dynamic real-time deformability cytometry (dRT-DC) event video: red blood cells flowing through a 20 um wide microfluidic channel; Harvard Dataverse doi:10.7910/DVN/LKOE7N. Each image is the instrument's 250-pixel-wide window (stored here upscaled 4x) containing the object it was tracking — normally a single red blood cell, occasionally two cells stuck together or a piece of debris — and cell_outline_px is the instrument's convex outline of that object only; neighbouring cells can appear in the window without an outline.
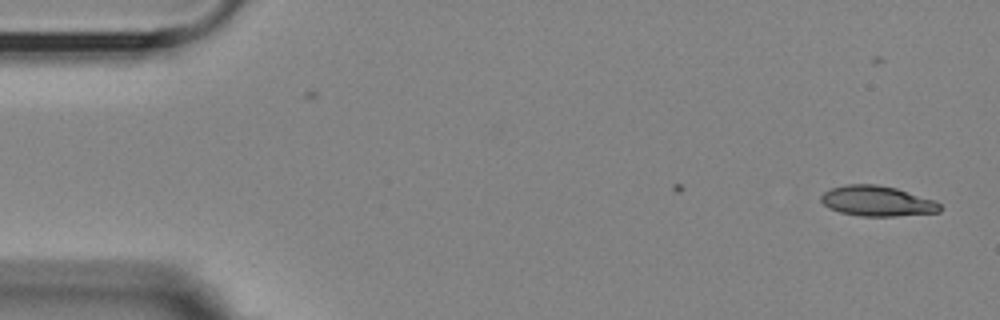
{"species": "Egyptian fruit bat (a non-hibernating species)", "species_latin": "Rousettus aegyptiacus", "temperature_condition": "room temperature", "stored_images_in_passage": 48, "camera_frame_rate_fps": 3000, "um_per_image_px": 0.085, "animal": {"sex": "female"}, "frame": {"image": 1, "passage_image": 1, "time_ms": 0.0, "image_size_px": [1000, 320], "cell_outline_px": [[940, 212], [892, 216], [860, 216], [840, 212], [828, 208], [820, 200], [820, 196], [824, 192], [832, 188], [848, 184], [876, 184], [896, 188], [936, 200], [940, 204]], "centroid_in_image_um": [74.55, 17.09], "position_along_channel_um": 10.4, "area_um2": 20.98}}
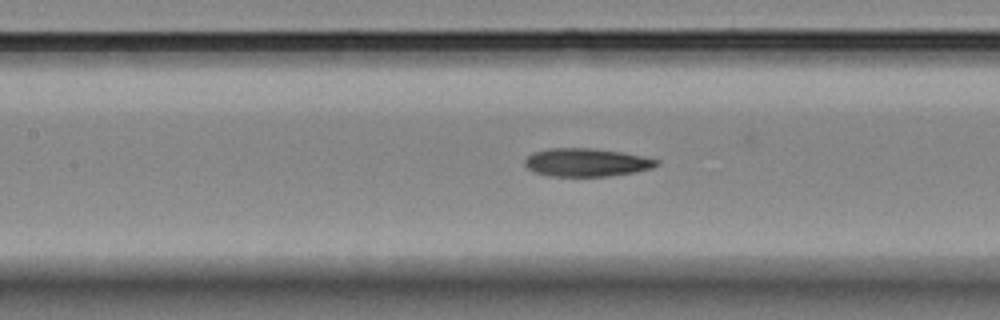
{"frame": {"image": 2, "passage_image": 23, "time_ms": 7.333, "image_size_px": [1000, 320], "cell_outline_px": [[660, 164], [652, 168], [636, 172], [608, 176], [552, 176], [536, 172], [528, 168], [524, 164], [524, 160], [532, 152], [548, 148], [592, 148], [620, 152], [660, 160]], "centroid_in_image_um": [49.85, 13.8], "position_along_channel_um": 157.6, "area_um2": 21.56}}
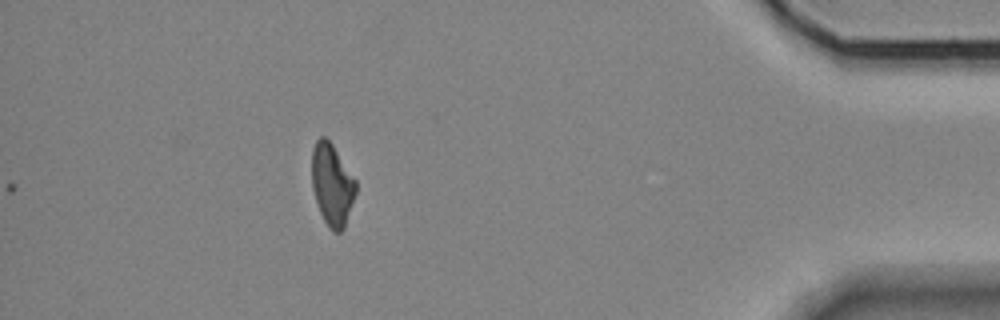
{"frame": {"image": 3, "passage_image": 48, "time_ms": 15.667, "image_size_px": [1000, 320], "cell_outline_px": [[356, 192], [344, 228], [340, 232], [332, 232], [328, 228], [320, 212], [312, 188], [312, 148], [316, 140], [320, 136], [324, 136], [332, 144], [356, 180]], "centroid_in_image_um": [28.22, 15.7], "position_along_channel_um": 407.0, "area_um2": 20.92}, "authors_computed_cell_mechanics": {"area_um2": 21.6172, "velocity_mm_per_s": 3.599, "shape_relaxation_time_tau1_ms": 6.4015, "shape_relaxation_time_tau2_ms": 7.2817, "deformation_change_tau1": 0.1737, "deformation_change_tau2": 0.1809}}